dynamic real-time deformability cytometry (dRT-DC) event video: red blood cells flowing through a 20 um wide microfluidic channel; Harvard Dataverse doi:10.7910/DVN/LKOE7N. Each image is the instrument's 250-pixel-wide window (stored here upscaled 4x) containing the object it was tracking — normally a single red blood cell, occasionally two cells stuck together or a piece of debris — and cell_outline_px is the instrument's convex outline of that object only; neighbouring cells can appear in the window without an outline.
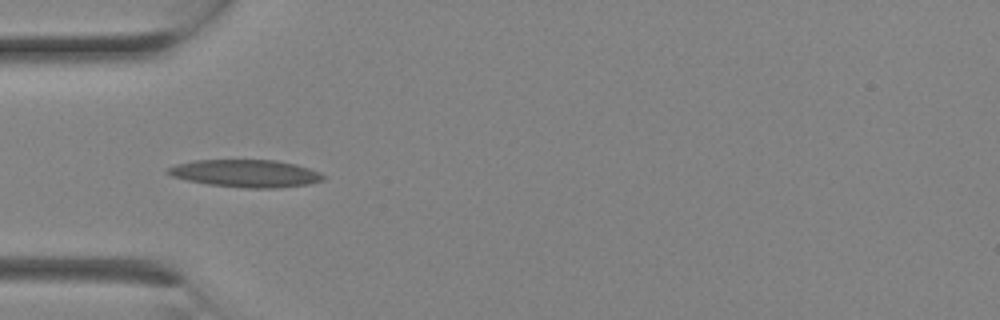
{"species": "Egyptian fruit bat (a non-hibernating species)", "species_latin": "Rousettus aegyptiacus", "temperature_condition": "room temperature", "stored_images_in_passage": 2, "camera_frame_rate_fps": 3000, "um_per_image_px": 0.085, "animal": {"sex": "female"}, "frame": {"image": 1, "passage_image": 2, "time_ms": 0.333, "image_size_px": [1000, 320], "cell_outline_px": [[324, 180], [308, 184], [276, 188], [244, 188], [208, 184], [188, 180], [172, 176], [164, 172], [164, 168], [176, 164], [192, 160], [276, 160], [296, 164], [320, 172], [324, 176]], "centroid_in_image_um": [20.85, 14.73], "position_along_channel_um": 64.2, "area_um2": 25.03}}